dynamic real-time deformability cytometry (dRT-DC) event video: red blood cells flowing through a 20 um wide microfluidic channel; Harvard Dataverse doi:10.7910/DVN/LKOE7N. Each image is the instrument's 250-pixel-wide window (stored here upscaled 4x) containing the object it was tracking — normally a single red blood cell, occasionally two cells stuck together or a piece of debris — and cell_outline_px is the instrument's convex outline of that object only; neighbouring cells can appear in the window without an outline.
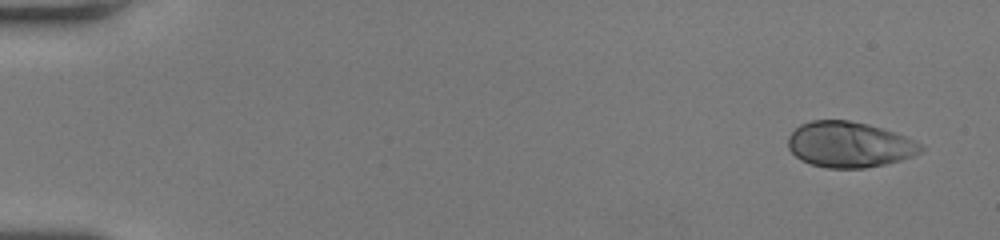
{"species": "human", "species_latin": "Homo sapiens", "temperature_condition": "room temperature", "stored_images_in_passage": 51, "camera_frame_rate_fps": 3000, "um_per_image_px": 0.085, "donor": {"sex": "female"}, "frame": {"image": 1, "passage_image": 1, "time_ms": 0.0, "image_size_px": [1000, 240], "cell_outline_px": [[924, 148], [920, 152], [912, 156], [900, 160], [884, 164], [864, 168], [828, 168], [812, 164], [800, 160], [788, 148], [788, 136], [800, 124], [812, 120], [848, 120], [868, 124], [904, 136], [920, 144]], "centroid_in_image_um": [72.15, 12.29], "position_along_channel_um": 12.9, "area_um2": 35.03}}
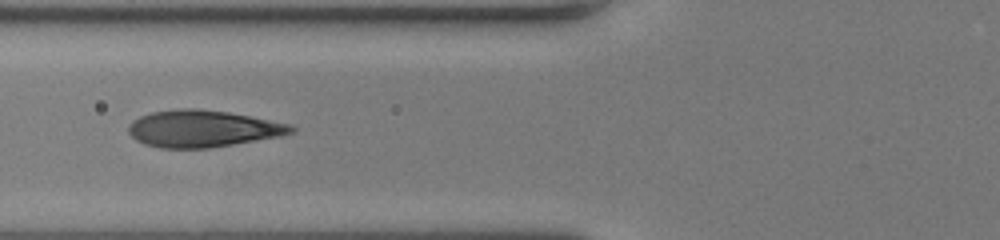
{"frame": {"image": 2, "passage_image": 20, "time_ms": 6.333, "image_size_px": [1000, 240], "cell_outline_px": [[296, 132], [280, 136], [212, 148], [160, 148], [144, 144], [136, 140], [128, 132], [128, 124], [132, 120], [140, 116], [152, 112], [180, 108], [196, 108], [228, 112], [292, 124], [296, 128]], "centroid_in_image_um": [17.23, 10.94], "position_along_channel_um": 108.6, "area_um2": 35.2}}
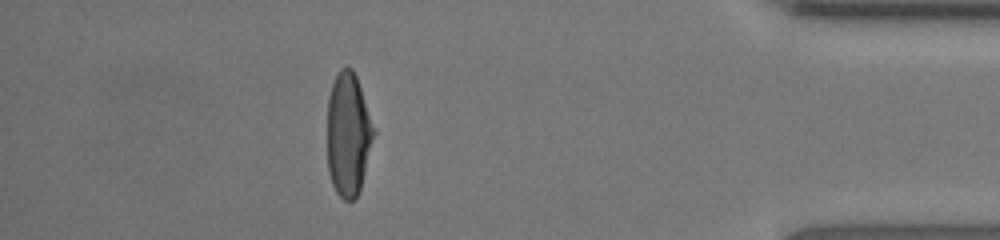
{"frame": {"image": 3, "passage_image": 45, "time_ms": 14.667, "image_size_px": [1000, 240], "cell_outline_px": [[376, 132], [360, 188], [356, 196], [352, 200], [344, 200], [336, 192], [332, 184], [328, 172], [328, 96], [336, 72], [340, 68], [352, 68], [356, 76], [376, 128]], "centroid_in_image_um": [29.61, 11.4], "position_along_channel_um": 405.6, "area_um2": 33.64}, "authors_computed_cell_mechanics": {"area_um2": 35.1424, "velocity_mm_per_s": 4.0495, "shape_relaxation_time_tau1_ms": 4.5357, "shape_relaxation_time_tau2_ms": null, "deformation_change_tau1": 0.2334, "deformation_change_tau2": null}}